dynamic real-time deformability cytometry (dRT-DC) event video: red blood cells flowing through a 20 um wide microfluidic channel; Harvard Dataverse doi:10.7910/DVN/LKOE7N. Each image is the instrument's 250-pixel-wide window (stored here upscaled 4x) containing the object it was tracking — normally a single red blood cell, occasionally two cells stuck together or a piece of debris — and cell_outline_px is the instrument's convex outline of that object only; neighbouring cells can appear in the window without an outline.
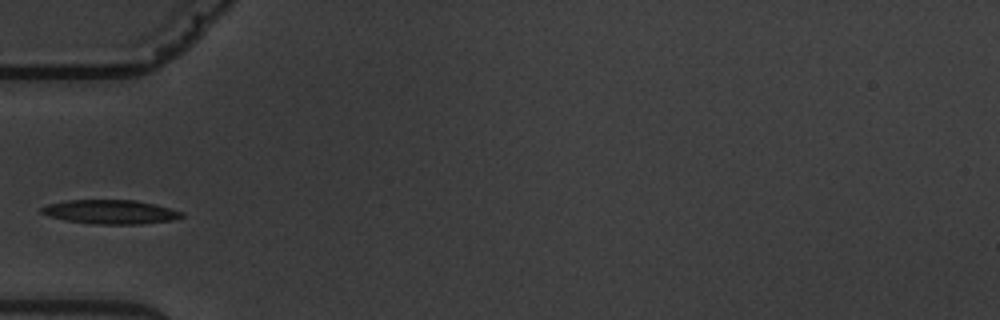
{"species": "common noctule bat (a hibernating species)", "species_latin": "Nyctalus noctula", "temperature_condition": "warm", "stored_images_in_passage": 3, "camera_frame_rate_fps": 3000, "um_per_image_px": 0.085, "animal": {"sex": "male", "body_mass_g": 19.5, "forearm_length_mm": 54.6}, "frame": {"image": 1, "passage_image": 3, "time_ms": 2.333, "image_size_px": [1000, 320], "cell_outline_px": [[184, 216], [176, 220], [140, 224], [96, 224], [64, 220], [48, 216], [40, 212], [40, 208], [48, 204], [68, 200], [136, 200], [184, 212]], "centroid_in_image_um": [9.39, 18.02], "position_along_channel_um": 75.6, "area_um2": 19.65}}